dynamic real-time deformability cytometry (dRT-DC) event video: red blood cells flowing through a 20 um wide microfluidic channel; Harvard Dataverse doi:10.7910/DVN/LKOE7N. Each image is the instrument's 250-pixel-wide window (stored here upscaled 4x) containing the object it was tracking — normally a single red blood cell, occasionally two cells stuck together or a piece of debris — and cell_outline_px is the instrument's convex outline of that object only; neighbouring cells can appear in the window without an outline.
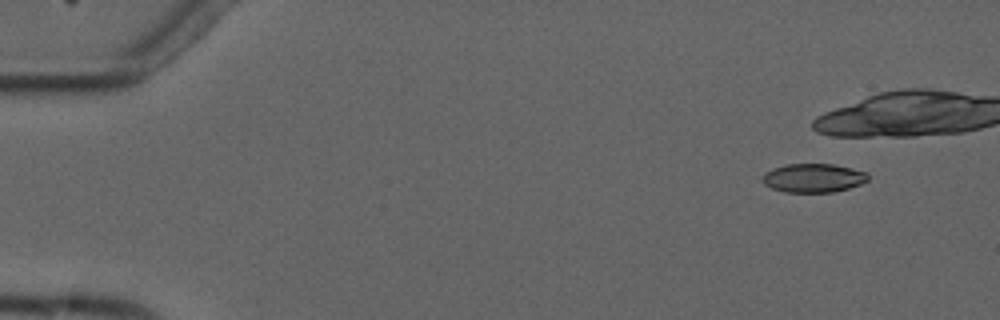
{"species": "common noctule bat (a hibernating species)", "species_latin": "Nyctalus noctula", "temperature_condition": "cold", "stored_images_in_passage": 9, "camera_frame_rate_fps": 3000, "um_per_image_px": 0.085, "animal": {"sex": "male", "forearm_length_mm": 52.5}, "frame": {"image": 1, "passage_image": 1, "time_ms": 0.0, "image_size_px": [1000, 320], "cell_outline_px": [[868, 180], [860, 184], [848, 188], [832, 192], [784, 192], [772, 188], [764, 184], [760, 180], [772, 168], [788, 164], [832, 164], [868, 172]], "centroid_in_image_um": [69.13, 15.13], "position_along_channel_um": 15.9, "area_um2": 17.57}}
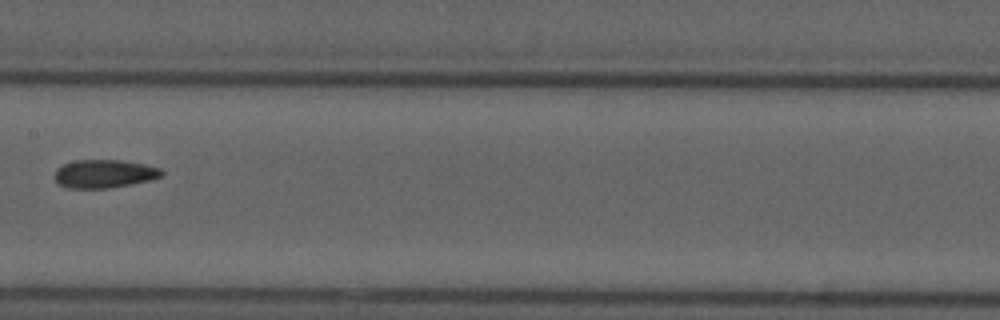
{"frame": {"image": 2, "passage_image": 8, "time_ms": 10.0, "image_size_px": [1000, 320], "cell_outline_px": [[164, 176], [148, 180], [108, 188], [68, 188], [56, 184], [52, 176], [56, 168], [64, 164], [76, 160], [120, 160], [144, 164], [160, 168], [164, 172]], "centroid_in_image_um": [8.8, 14.77], "position_along_channel_um": 198.6, "area_um2": 17.74}}
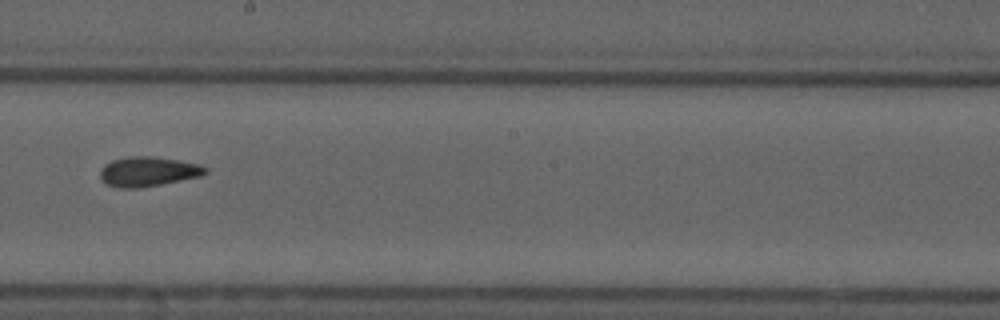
{"frame": {"image": 3, "passage_image": 9, "time_ms": 11.0, "image_size_px": [1000, 320], "cell_outline_px": [[208, 172], [200, 176], [140, 188], [120, 188], [108, 184], [100, 180], [100, 172], [104, 164], [112, 160], [128, 156], [148, 156], [176, 160], [200, 164], [208, 168]], "centroid_in_image_um": [12.57, 14.58], "position_along_channel_um": 235.6, "area_um2": 18.09}}